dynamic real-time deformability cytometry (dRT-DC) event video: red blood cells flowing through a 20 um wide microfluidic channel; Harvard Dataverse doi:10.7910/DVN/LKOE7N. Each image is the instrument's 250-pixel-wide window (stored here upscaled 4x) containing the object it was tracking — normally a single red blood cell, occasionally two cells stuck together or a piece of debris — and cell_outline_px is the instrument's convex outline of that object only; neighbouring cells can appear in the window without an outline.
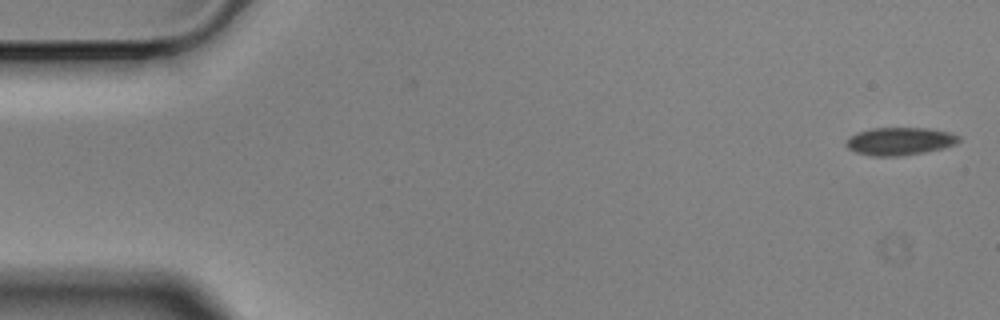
{"species": "Egyptian fruit bat (a non-hibernating species)", "species_latin": "Rousettus aegyptiacus", "temperature_condition": "cold", "stored_images_in_passage": 5, "camera_frame_rate_fps": 3000, "um_per_image_px": 0.085, "animal": {"sex": "male"}, "frame": {"image": 1, "passage_image": 1, "time_ms": 0.0, "image_size_px": [1000, 320], "cell_outline_px": [[960, 140], [956, 144], [944, 148], [924, 152], [900, 156], [872, 156], [856, 152], [848, 148], [844, 144], [856, 132], [872, 128], [928, 128], [948, 132], [960, 136]], "centroid_in_image_um": [76.49, 12.0], "position_along_channel_um": 8.5, "area_um2": 18.21}}
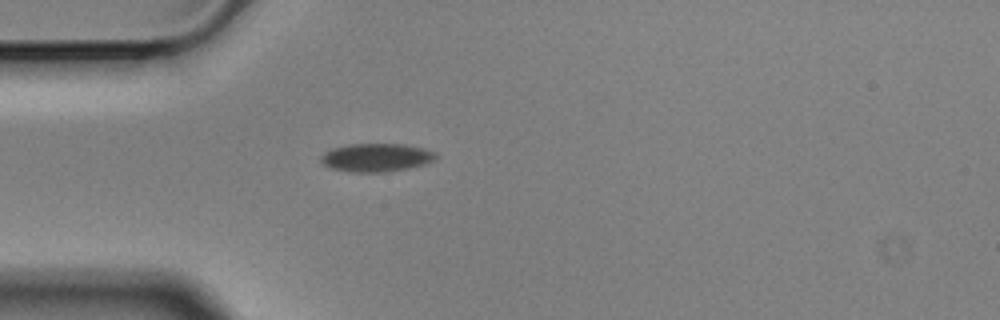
{"frame": {"image": 2, "passage_image": 5, "time_ms": 1.333, "image_size_px": [1000, 320], "cell_outline_px": [[436, 156], [432, 160], [424, 164], [408, 168], [384, 172], [352, 172], [332, 168], [324, 164], [320, 160], [320, 156], [324, 152], [332, 148], [348, 144], [404, 144], [424, 148], [432, 152]], "centroid_in_image_um": [31.93, 13.38], "position_along_channel_um": 53.1, "area_um2": 18.73}}